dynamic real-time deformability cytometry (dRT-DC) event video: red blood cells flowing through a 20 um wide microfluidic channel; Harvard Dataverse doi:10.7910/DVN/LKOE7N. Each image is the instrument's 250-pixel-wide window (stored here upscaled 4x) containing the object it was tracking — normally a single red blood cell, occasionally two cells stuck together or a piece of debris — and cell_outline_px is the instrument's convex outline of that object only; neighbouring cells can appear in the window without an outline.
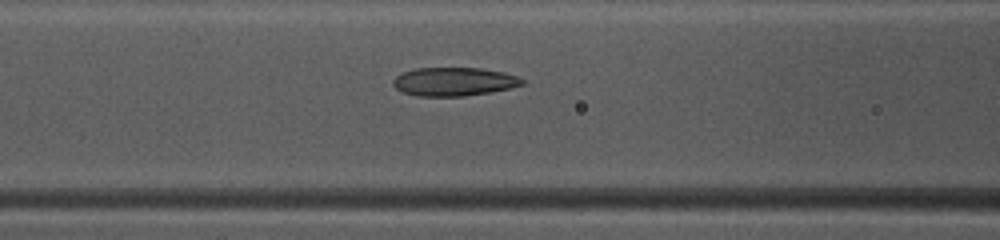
{"species": "common noctule bat (a hibernating species)", "species_latin": "Nyctalus noctula", "temperature_condition": "warm", "stored_images_in_passage": 38, "camera_frame_rate_fps": 3000, "um_per_image_px": 0.085, "animal": {"sex": "female", "body_mass_g": 10.0, "forearm_length_mm": 53.1}, "frame": {"image": 1, "passage_image": 10, "time_ms": 3.0, "image_size_px": [1000, 240], "cell_outline_px": [[524, 84], [512, 88], [464, 96], [416, 96], [404, 92], [396, 88], [392, 84], [392, 80], [396, 76], [404, 72], [416, 68], [480, 68], [504, 72], [516, 76], [524, 80]], "centroid_in_image_um": [38.59, 6.94], "position_along_channel_um": 128.0, "area_um2": 21.39}}
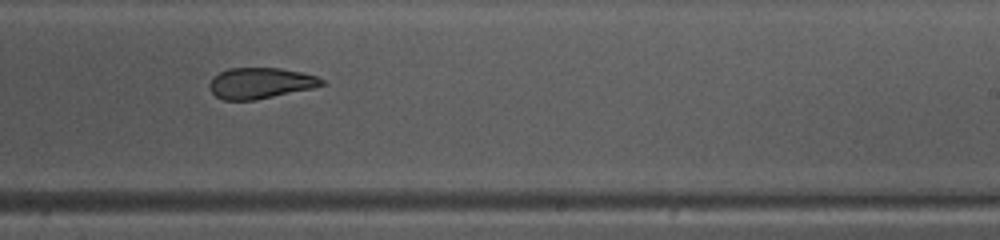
{"frame": {"image": 2, "passage_image": 20, "time_ms": 6.333, "image_size_px": [1000, 240], "cell_outline_px": [[324, 84], [312, 88], [256, 100], [224, 100], [216, 96], [208, 88], [208, 84], [212, 76], [228, 68], [280, 68], [304, 72], [316, 76], [324, 80]], "centroid_in_image_um": [22.1, 7.06], "position_along_channel_um": 266.9, "area_um2": 20.35}}
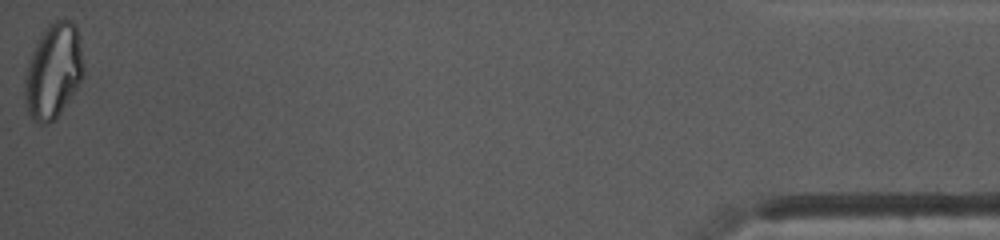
{"frame": {"image": 3, "passage_image": 38, "time_ms": 12.333, "image_size_px": [1000, 240], "cell_outline_px": [[84, 72], [76, 88], [56, 120], [48, 124], [40, 124], [32, 120], [28, 112], [24, 96], [24, 80], [32, 52], [44, 28], [56, 20], [72, 20], [76, 24], [84, 68]], "centroid_in_image_um": [4.53, 6.07], "position_along_channel_um": 430.7, "area_um2": 32.31}, "authors_computed_cell_mechanics": {"area_um2": 22.1374, "velocity_mm_per_s": 4.1655, "shape_relaxation_time_tau1_ms": null, "shape_relaxation_time_tau2_ms": 2.9075, "deformation_change_tau1": null, "deformation_change_tau2": 0.0901}}